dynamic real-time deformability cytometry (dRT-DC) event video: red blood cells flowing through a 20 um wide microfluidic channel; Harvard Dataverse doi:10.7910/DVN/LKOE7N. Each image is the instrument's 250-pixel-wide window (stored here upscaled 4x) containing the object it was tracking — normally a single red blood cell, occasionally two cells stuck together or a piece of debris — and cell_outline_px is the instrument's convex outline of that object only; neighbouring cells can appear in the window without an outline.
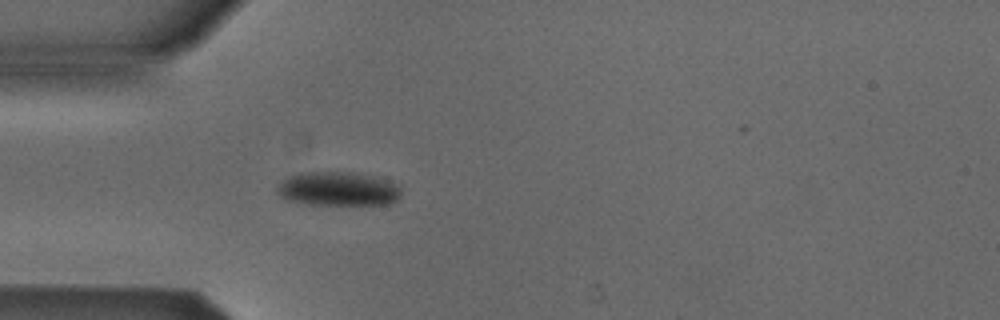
{"species": "Egyptian fruit bat (a non-hibernating species)", "species_latin": "Rousettus aegyptiacus", "temperature_condition": "cold", "stored_images_in_passage": 39, "camera_frame_rate_fps": 3000, "um_per_image_px": 0.085, "animal": {"sex": "male"}, "frame": {"image": 1, "passage_image": 1, "time_ms": 0.0, "image_size_px": [1000, 320], "cell_outline_px": [[400, 196], [396, 200], [388, 204], [304, 204], [288, 200], [280, 196], [276, 192], [276, 188], [280, 180], [288, 176], [300, 172], [352, 172], [372, 176], [388, 180], [400, 184]], "centroid_in_image_um": [28.7, 16.04], "position_along_channel_um": 56.3, "area_um2": 24.8}}
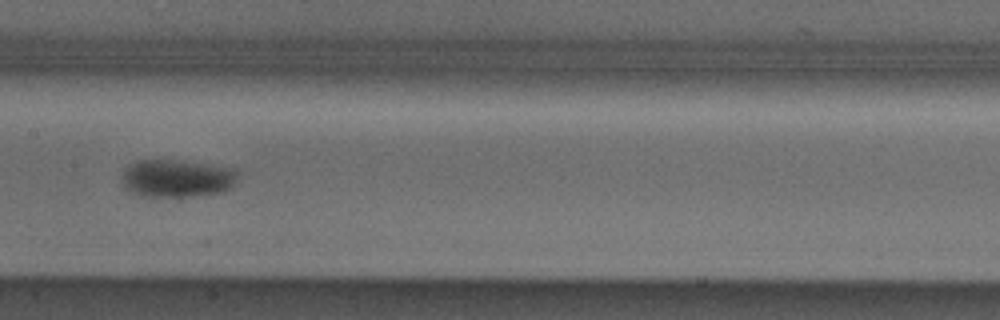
{"frame": {"image": 2, "passage_image": 12, "time_ms": 3.667, "image_size_px": [1000, 320], "cell_outline_px": [[236, 184], [232, 188], [224, 192], [200, 196], [140, 196], [124, 188], [124, 172], [132, 164], [140, 160], [172, 160], [236, 168]], "centroid_in_image_um": [15.11, 15.18], "position_along_channel_um": 192.3, "area_um2": 25.26}}
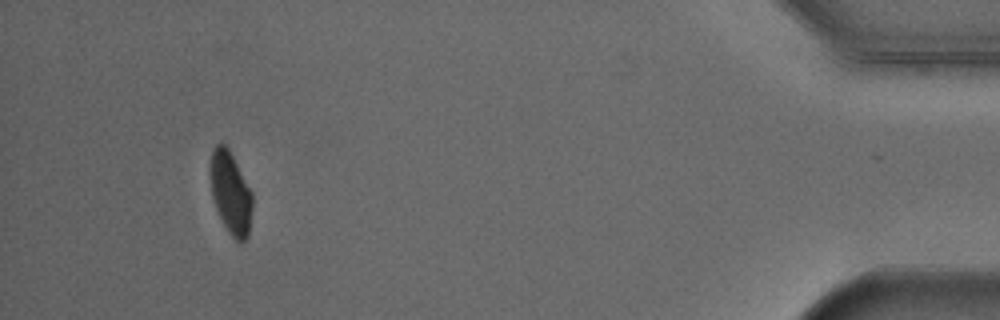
{"frame": {"image": 3, "passage_image": 35, "time_ms": 11.333, "image_size_px": [1000, 320], "cell_outline_px": [[252, 208], [248, 236], [240, 244], [228, 232], [216, 208], [212, 196], [212, 148], [220, 140], [228, 148], [252, 192]], "centroid_in_image_um": [19.63, 16.41], "position_along_channel_um": 415.6, "area_um2": 19.71}, "authors_computed_cell_mechanics": {"area_um2": 24.3338, "velocity_mm_per_s": 3.848, "shape_relaxation_time_tau1_ms": 2.8704, "shape_relaxation_time_tau2_ms": null, "deformation_change_tau1": 0.0667, "deformation_change_tau2": null}}